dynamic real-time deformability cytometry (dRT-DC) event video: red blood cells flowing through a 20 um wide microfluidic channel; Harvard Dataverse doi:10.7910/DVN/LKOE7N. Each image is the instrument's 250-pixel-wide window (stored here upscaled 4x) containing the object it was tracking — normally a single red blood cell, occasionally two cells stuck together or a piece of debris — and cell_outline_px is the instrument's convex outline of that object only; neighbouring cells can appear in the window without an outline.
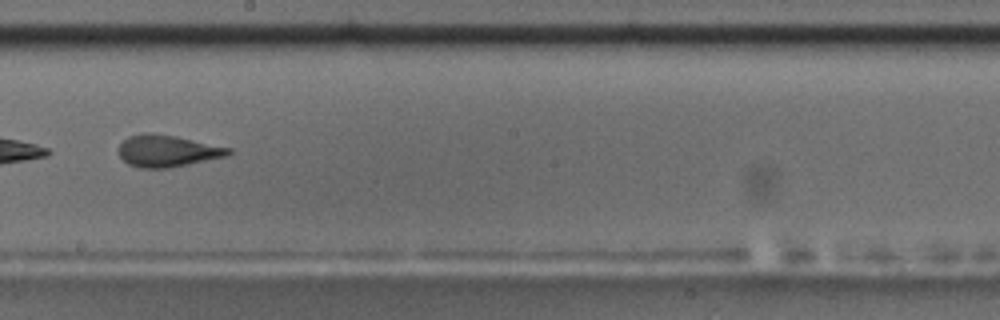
{"species": "common noctule bat (a hibernating species)", "species_latin": "Nyctalus noctula", "temperature_condition": "room temperature", "stored_images_in_passage": 53, "camera_frame_rate_fps": 3000, "um_per_image_px": 0.085, "animal": {"sex": "male", "body_mass_g": 17.5, "forearm_length_mm": 52.3}, "frame": {"image": 1, "passage_image": 31, "time_ms": 10.0, "image_size_px": [1000, 320], "cell_outline_px": [[232, 152], [228, 156], [168, 168], [140, 168], [128, 164], [120, 156], [120, 144], [128, 136], [140, 132], [176, 136], [232, 148]], "centroid_in_image_um": [14.24, 12.83], "position_along_channel_um": 234.0, "area_um2": 20.29}, "authors_computed_cell_mechanics": {"area_um2": 21.8484, "velocity_mm_per_s": 3.7319, "shape_relaxation_time_tau1_ms": null, "shape_relaxation_time_tau2_ms": 1.9742, "deformation_change_tau1": null, "deformation_change_tau2": 0.1039}}